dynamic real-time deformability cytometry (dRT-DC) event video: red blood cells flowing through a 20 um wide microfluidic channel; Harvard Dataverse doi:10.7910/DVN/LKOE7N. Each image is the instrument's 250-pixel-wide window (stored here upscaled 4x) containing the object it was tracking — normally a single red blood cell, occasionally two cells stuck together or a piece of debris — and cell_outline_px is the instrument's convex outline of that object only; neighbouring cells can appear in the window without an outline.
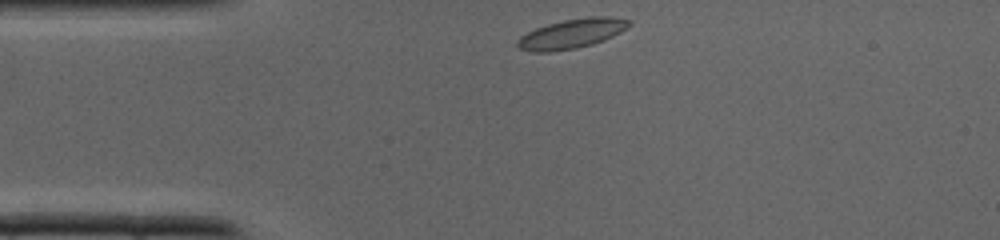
{"species": "common noctule bat (a hibernating species)", "species_latin": "Nyctalus noctula", "temperature_condition": "cold", "stored_images_in_passage": 24, "camera_frame_rate_fps": 3000, "um_per_image_px": 0.085, "animal": {"sex": "male", "body_mass_g": 19.0, "forearm_length_mm": 50.8}, "frame": {"image": 1, "passage_image": 1, "time_ms": 0.0, "image_size_px": [1000, 240], "cell_outline_px": [[632, 24], [628, 28], [604, 40], [592, 44], [576, 48], [552, 52], [532, 52], [520, 48], [516, 44], [516, 40], [520, 36], [536, 28], [548, 24], [564, 20], [588, 16], [608, 16], [632, 20]], "centroid_in_image_um": [48.62, 2.86], "position_along_channel_um": 36.4, "area_um2": 19.31}}
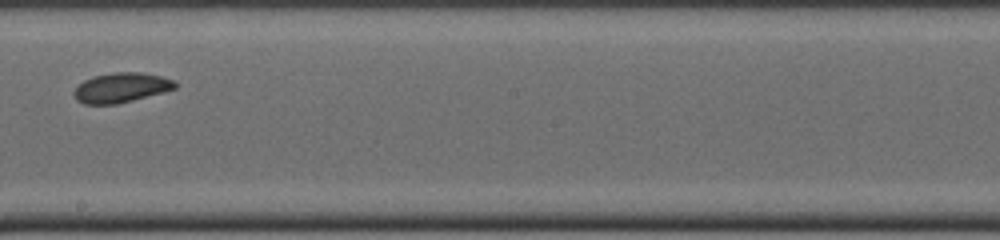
{"frame": {"image": 2, "passage_image": 14, "time_ms": 4.333, "image_size_px": [1000, 240], "cell_outline_px": [[176, 88], [132, 100], [116, 104], [84, 104], [76, 100], [72, 92], [84, 80], [92, 76], [116, 72], [140, 72], [160, 76], [176, 80]], "centroid_in_image_um": [10.27, 7.44], "position_along_channel_um": 237.9, "area_um2": 17.4}}
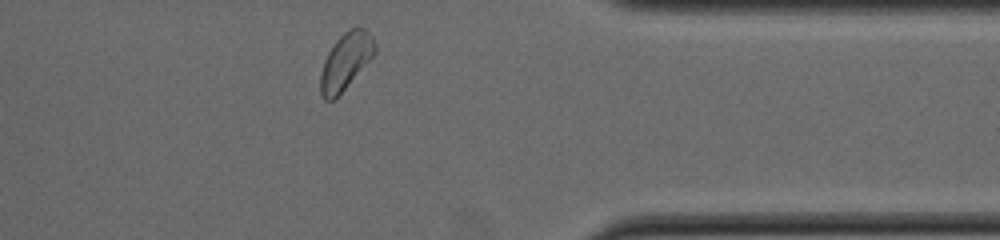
{"frame": {"image": 3, "passage_image": 23, "time_ms": 7.333, "image_size_px": [1000, 240], "cell_outline_px": [[376, 52], [344, 88], [332, 100], [324, 100], [320, 92], [320, 72], [324, 60], [328, 52], [336, 40], [348, 28], [364, 28], [372, 36], [376, 44]], "centroid_in_image_um": [29.36, 5.17], "position_along_channel_um": 382.0, "area_um2": 17.51}}